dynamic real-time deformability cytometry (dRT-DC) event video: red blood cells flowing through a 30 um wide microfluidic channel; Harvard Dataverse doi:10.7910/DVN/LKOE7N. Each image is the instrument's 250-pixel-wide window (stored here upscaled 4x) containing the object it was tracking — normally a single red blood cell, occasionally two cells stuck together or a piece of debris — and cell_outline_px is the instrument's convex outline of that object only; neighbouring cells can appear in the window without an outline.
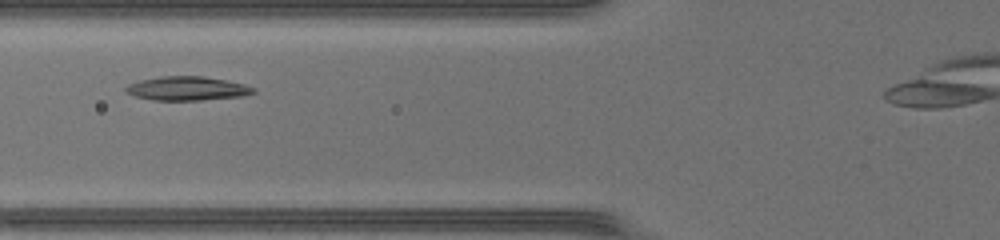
{"species": "common noctule bat (a hibernating species)", "species_latin": "Nyctalus noctula", "temperature_condition": "warm", "stored_images_in_passage": 38, "segment_of_instrument_passage": [1, 2], "camera_frame_rate_fps": 3000, "um_per_image_px": 0.085, "animal": {"sex": "female", "body_mass_g": 17.0, "forearm_length_mm": 48.0}, "frame": {"image": 1, "passage_image": 14, "time_ms": 4.333, "image_size_px": [1000, 240], "cell_outline_px": [[256, 92], [244, 96], [200, 100], [152, 100], [136, 96], [124, 92], [124, 88], [128, 84], [140, 80], [160, 76], [200, 76], [224, 80], [244, 84], [256, 88]], "centroid_in_image_um": [15.89, 7.52], "position_along_channel_um": 109.9, "area_um2": 17.8}}
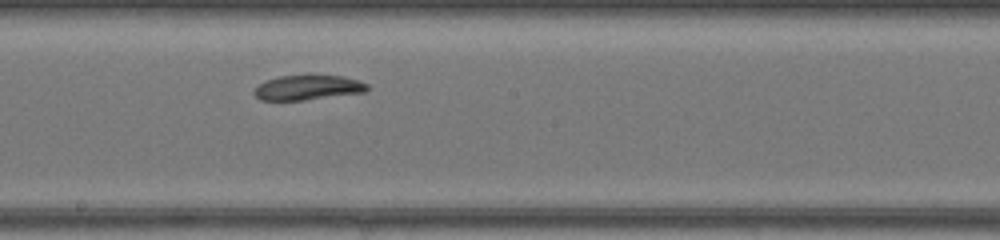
{"frame": {"image": 2, "passage_image": 22, "time_ms": 7.0, "image_size_px": [1000, 240], "cell_outline_px": [[368, 88], [364, 92], [304, 100], [260, 100], [252, 92], [260, 84], [268, 80], [280, 76], [344, 76], [368, 84]], "centroid_in_image_um": [26.15, 7.45], "position_along_channel_um": 222.0, "area_um2": 15.95}}
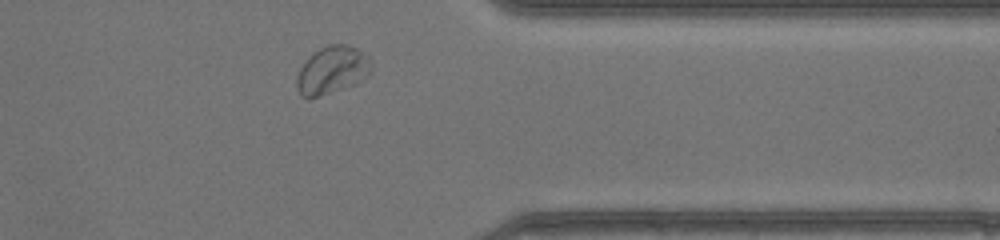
{"frame": {"image": 3, "passage_image": 34, "time_ms": 11.0, "image_size_px": [1000, 240], "cell_outline_px": [[372, 72], [368, 76], [356, 84], [308, 100], [300, 96], [296, 88], [296, 76], [300, 68], [320, 48], [328, 44], [348, 44], [360, 48], [372, 60]], "centroid_in_image_um": [28.27, 5.98], "position_along_channel_um": 383.1, "area_um2": 21.15}}